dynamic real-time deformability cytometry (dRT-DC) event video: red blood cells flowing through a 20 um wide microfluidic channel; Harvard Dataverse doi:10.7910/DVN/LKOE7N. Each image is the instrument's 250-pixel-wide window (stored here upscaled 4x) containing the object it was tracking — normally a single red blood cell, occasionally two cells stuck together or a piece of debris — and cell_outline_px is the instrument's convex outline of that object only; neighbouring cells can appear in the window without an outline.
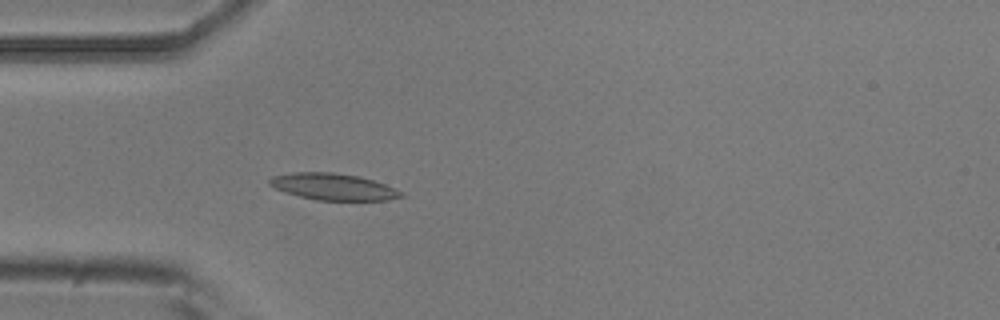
{"species": "common noctule bat (a hibernating species)", "species_latin": "Nyctalus noctula", "temperature_condition": "room temperature", "stored_images_in_passage": 5, "camera_frame_rate_fps": 3000, "um_per_image_px": 0.085, "animal": {"sex": "male", "body_mass_g": 20.5, "forearm_length_mm": 52.5}, "frame": {"image": 1, "passage_image": 5, "time_ms": 4.333, "image_size_px": [1000, 320], "cell_outline_px": [[404, 196], [388, 200], [316, 200], [284, 192], [268, 184], [268, 180], [272, 176], [292, 172], [332, 172], [360, 176], [384, 184], [400, 192]], "centroid_in_image_um": [28.27, 15.86], "position_along_channel_um": 56.7, "area_um2": 20.23}}